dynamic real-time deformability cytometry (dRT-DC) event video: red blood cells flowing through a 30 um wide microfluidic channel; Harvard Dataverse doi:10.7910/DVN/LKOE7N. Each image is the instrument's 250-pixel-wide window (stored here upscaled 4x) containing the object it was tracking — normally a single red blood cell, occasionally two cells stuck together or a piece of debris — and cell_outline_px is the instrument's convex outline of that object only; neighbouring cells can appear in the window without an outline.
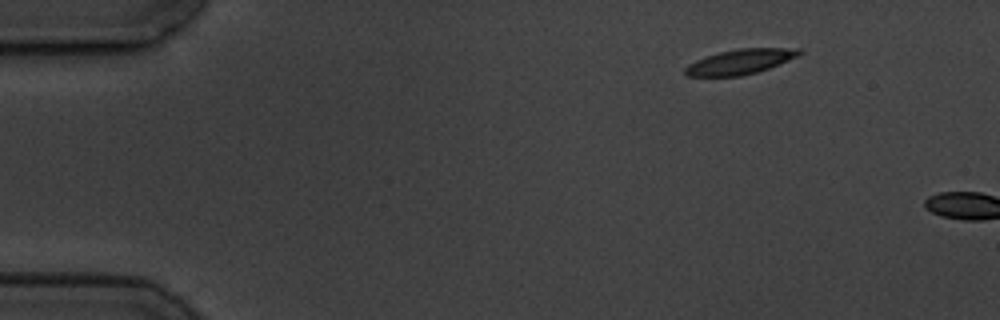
{"species": "common noctule bat (a hibernating species)", "species_latin": "Nyctalus noctula", "temperature_condition": "cold", "stored_images_in_passage": 6, "segment_of_instrument_passage": [2, 2], "camera_frame_rate_fps": 3000, "um_per_image_px": 0.085, "animal": {"sex": "male", "body_mass_g": 19.5, "forearm_length_mm": 54.6}, "frame": {"image": 1, "passage_image": 6, "time_ms": 7.333, "image_size_px": [1000, 320], "cell_outline_px": [[804, 52], [800, 56], [768, 68], [756, 72], [740, 76], [688, 76], [684, 72], [684, 68], [688, 64], [696, 60], [720, 52], [740, 48], [804, 48]], "centroid_in_image_um": [62.98, 5.23], "position_along_channel_um": 22.0, "area_um2": 16.59}}